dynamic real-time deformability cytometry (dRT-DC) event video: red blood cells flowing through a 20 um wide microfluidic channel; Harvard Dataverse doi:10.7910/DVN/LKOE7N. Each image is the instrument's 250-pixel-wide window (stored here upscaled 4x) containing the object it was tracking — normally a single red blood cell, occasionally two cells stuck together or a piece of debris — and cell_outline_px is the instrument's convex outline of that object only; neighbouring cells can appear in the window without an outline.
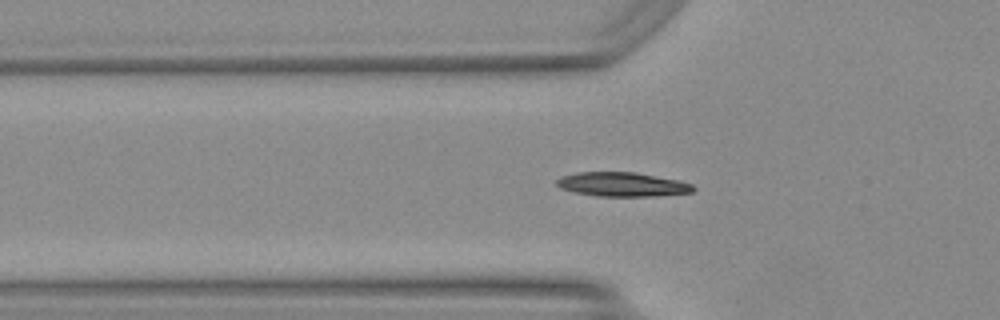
{"species": "Egyptian fruit bat (a non-hibernating species)", "species_latin": "Rousettus aegyptiacus", "temperature_condition": "warm", "stored_images_in_passage": 50, "camera_frame_rate_fps": 3000, "um_per_image_px": 0.085, "animal": {"sex": "female"}, "frame": {"image": 1, "passage_image": 17, "time_ms": 5.333, "image_size_px": [1000, 320], "cell_outline_px": [[696, 188], [692, 192], [656, 196], [600, 196], [576, 192], [560, 188], [556, 184], [556, 180], [560, 176], [576, 172], [636, 172], [680, 180], [692, 184]], "centroid_in_image_um": [52.91, 15.66], "position_along_channel_um": 72.9, "area_um2": 19.31}}
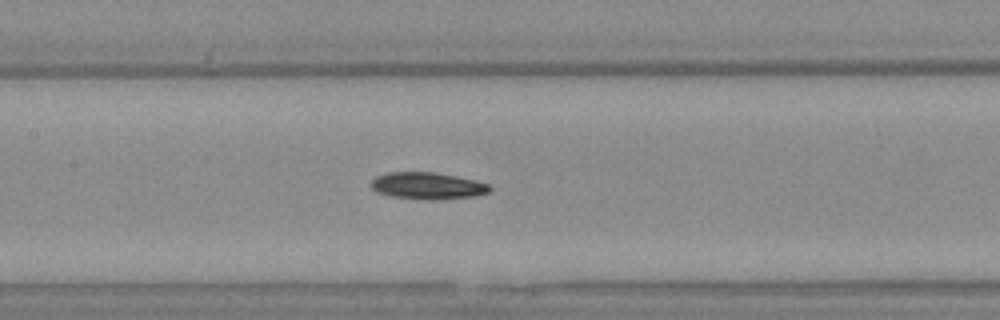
{"frame": {"image": 2, "passage_image": 24, "time_ms": 7.667, "image_size_px": [1000, 320], "cell_outline_px": [[492, 188], [488, 192], [476, 196], [436, 200], [428, 200], [392, 196], [376, 192], [368, 184], [376, 176], [388, 172], [436, 172], [476, 180], [488, 184]], "centroid_in_image_um": [36.33, 15.79], "position_along_channel_um": 171.1, "area_um2": 18.73}}
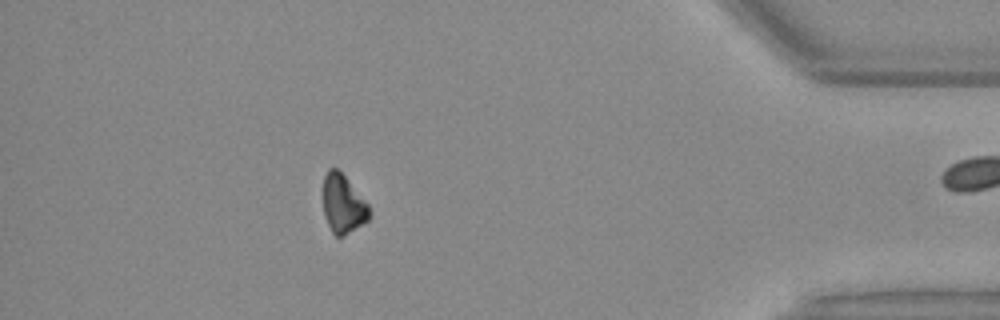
{"frame": {"image": 3, "passage_image": 44, "time_ms": 14.333, "image_size_px": [1000, 320], "cell_outline_px": [[372, 212], [368, 220], [344, 236], [336, 236], [332, 232], [324, 216], [324, 176], [328, 168], [336, 168], [344, 176], [368, 204]], "centroid_in_image_um": [29.17, 17.36], "position_along_channel_um": 406.0, "area_um2": 15.55}, "authors_computed_cell_mechanics": {"area_um2": 17.7157, "velocity_mm_per_s": 4.1856, "shape_relaxation_time_tau1_ms": 4.2641, "shape_relaxation_time_tau2_ms": 9.7619, "deformation_change_tau1": 0.1492, "deformation_change_tau2": 0.1781}}